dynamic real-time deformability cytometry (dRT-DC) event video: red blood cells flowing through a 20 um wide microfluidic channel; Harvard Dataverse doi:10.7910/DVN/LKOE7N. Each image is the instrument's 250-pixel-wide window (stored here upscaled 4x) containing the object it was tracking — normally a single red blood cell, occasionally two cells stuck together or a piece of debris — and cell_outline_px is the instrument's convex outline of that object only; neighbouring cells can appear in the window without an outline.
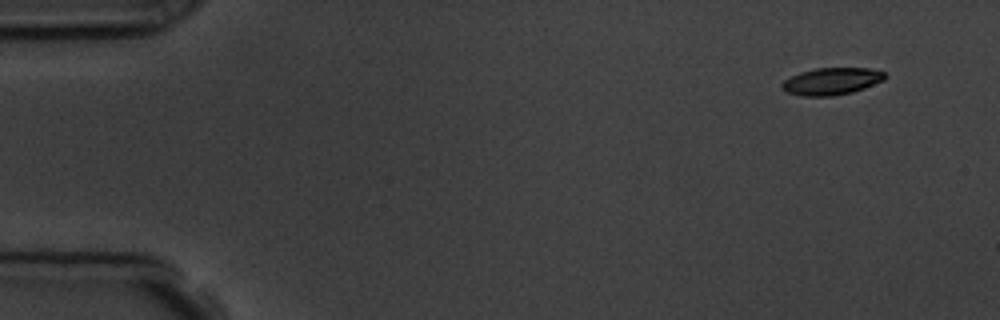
{"species": "common noctule bat (a hibernating species)", "species_latin": "Nyctalus noctula", "temperature_condition": "room temperature", "stored_images_in_passage": 8, "camera_frame_rate_fps": 3000, "um_per_image_px": 0.085, "animal": {"sex": "male", "body_mass_g": 19.5, "forearm_length_mm": 54.6}, "frame": {"image": 1, "passage_image": 1, "time_ms": 0.0, "image_size_px": [1000, 320], "cell_outline_px": [[888, 76], [884, 80], [864, 88], [852, 92], [832, 96], [800, 96], [788, 92], [780, 84], [784, 80], [800, 72], [816, 68], [868, 68], [884, 72]], "centroid_in_image_um": [70.7, 6.9], "position_along_channel_um": 14.3, "area_um2": 16.18}}
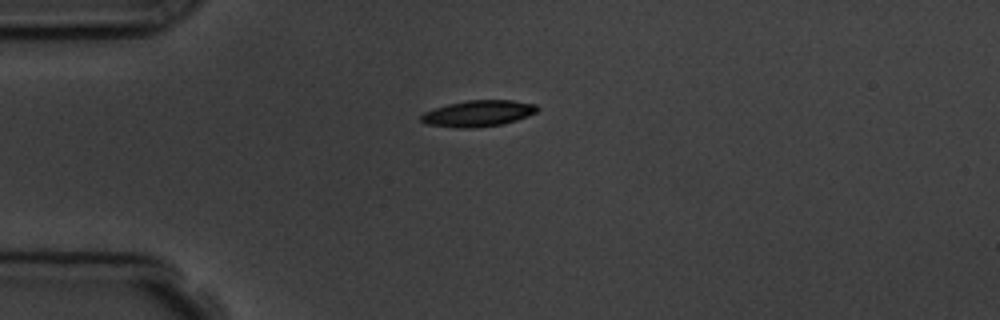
{"frame": {"image": 2, "passage_image": 4, "time_ms": 3.333, "image_size_px": [1000, 320], "cell_outline_px": [[540, 108], [536, 112], [516, 120], [500, 124], [464, 128], [460, 128], [428, 124], [420, 120], [420, 116], [424, 112], [448, 104], [468, 100], [512, 100], [536, 104]], "centroid_in_image_um": [40.66, 9.62], "position_along_channel_um": 44.3, "area_um2": 17.4}}